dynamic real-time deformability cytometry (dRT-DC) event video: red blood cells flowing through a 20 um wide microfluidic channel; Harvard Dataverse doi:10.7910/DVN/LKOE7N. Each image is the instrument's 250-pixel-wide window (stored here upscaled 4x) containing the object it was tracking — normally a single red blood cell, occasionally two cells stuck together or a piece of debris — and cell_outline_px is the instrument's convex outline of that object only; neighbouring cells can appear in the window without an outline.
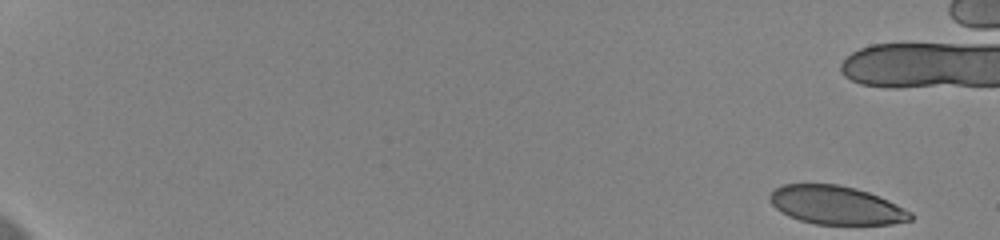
{"species": "human", "species_latin": "Homo sapiens", "temperature_condition": "cold", "stored_images_in_passage": 50, "camera_frame_rate_fps": 3000, "um_per_image_px": 0.085, "donor": {"sex": "female"}, "frame": {"image": 1, "passage_image": 1, "time_ms": 0.0, "image_size_px": [1000, 240], "cell_outline_px": [[912, 220], [892, 224], [816, 224], [800, 220], [788, 216], [780, 212], [772, 204], [768, 196], [776, 188], [784, 184], [840, 184], [856, 188], [880, 196], [912, 212]], "centroid_in_image_um": [71.08, 17.44], "position_along_channel_um": 13.9, "area_um2": 31.56}}